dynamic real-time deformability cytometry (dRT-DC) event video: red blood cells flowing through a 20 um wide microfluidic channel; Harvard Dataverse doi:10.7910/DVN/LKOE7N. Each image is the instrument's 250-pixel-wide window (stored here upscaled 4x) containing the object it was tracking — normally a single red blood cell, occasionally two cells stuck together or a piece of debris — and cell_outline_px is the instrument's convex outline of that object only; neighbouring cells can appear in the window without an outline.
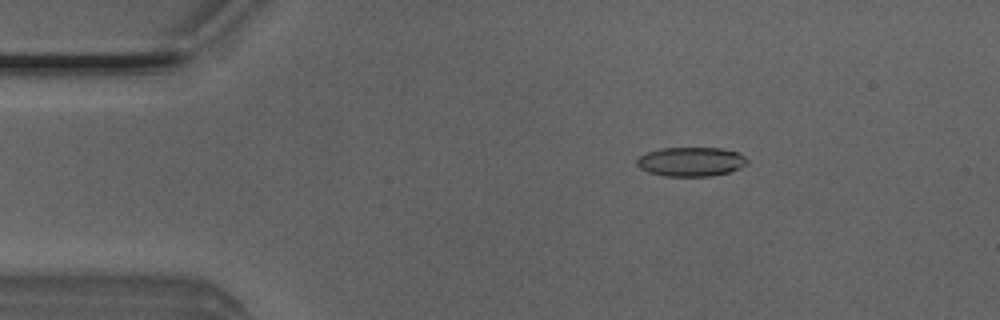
{"species": "Egyptian fruit bat (a non-hibernating species)", "species_latin": "Rousettus aegyptiacus", "temperature_condition": "room temperature", "stored_images_in_passage": 50, "camera_frame_rate_fps": 3000, "um_per_image_px": 0.085, "animal": {"sex": "male"}, "frame": {"image": 1, "passage_image": 8, "time_ms": 2.333, "image_size_px": [1000, 320], "cell_outline_px": [[748, 164], [740, 168], [728, 172], [712, 176], [664, 176], [648, 172], [640, 168], [636, 164], [636, 160], [640, 156], [648, 152], [660, 148], [720, 148], [736, 152], [744, 156], [748, 160]], "centroid_in_image_um": [58.73, 13.75], "position_along_channel_um": 26.3, "area_um2": 18.79}}
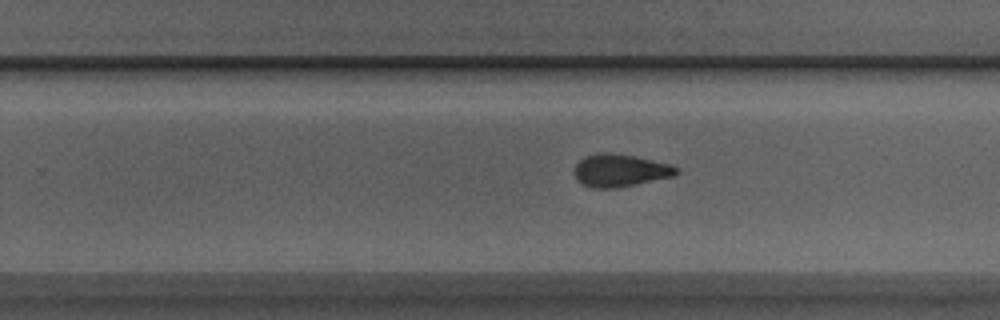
{"frame": {"image": 2, "passage_image": 31, "time_ms": 10.0, "image_size_px": [1000, 320], "cell_outline_px": [[680, 172], [672, 176], [636, 184], [616, 188], [596, 188], [580, 184], [576, 180], [576, 164], [584, 156], [596, 152], [608, 152], [636, 156], [672, 164], [680, 168]], "centroid_in_image_um": [52.73, 14.47], "position_along_channel_um": 277.1, "area_um2": 19.54}}
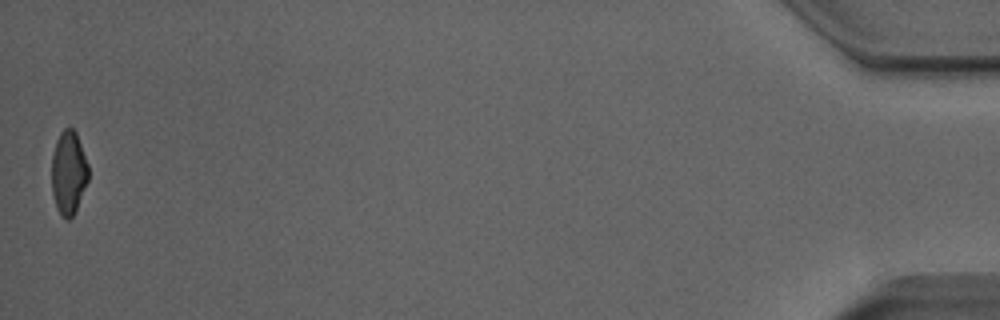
{"frame": {"image": 3, "passage_image": 50, "time_ms": 16.333, "image_size_px": [1000, 320], "cell_outline_px": [[88, 180], [76, 212], [68, 220], [60, 216], [56, 208], [52, 192], [52, 156], [56, 140], [60, 132], [64, 128], [72, 128], [76, 132], [88, 164]], "centroid_in_image_um": [5.83, 14.7], "position_along_channel_um": 429.4, "area_um2": 18.03}, "authors_computed_cell_mechanics": {"area_um2": 19.1896, "velocity_mm_per_s": 4.0349, "shape_relaxation_time_tau1_ms": 3.9203, "shape_relaxation_time_tau2_ms": 2.4771, "deformation_change_tau1": 0.1802, "deformation_change_tau2": 0.106}}